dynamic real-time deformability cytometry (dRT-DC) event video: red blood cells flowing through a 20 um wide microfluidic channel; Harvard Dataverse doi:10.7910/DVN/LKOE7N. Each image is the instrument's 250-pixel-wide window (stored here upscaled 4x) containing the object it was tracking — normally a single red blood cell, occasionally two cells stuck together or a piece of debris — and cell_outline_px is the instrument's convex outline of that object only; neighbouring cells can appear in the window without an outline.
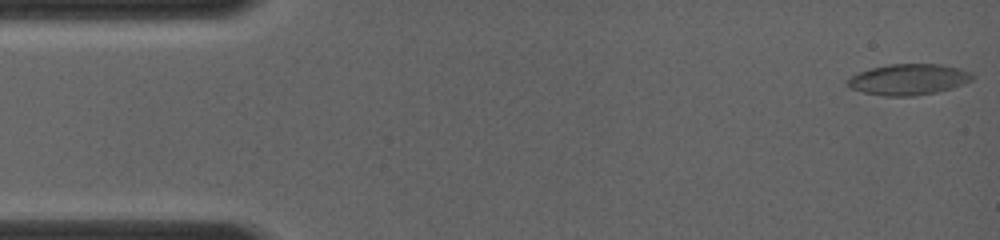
{"species": "common noctule bat (a hibernating species)", "species_latin": "Nyctalus noctula", "temperature_condition": "room temperature", "stored_images_in_passage": 53, "camera_frame_rate_fps": 4000, "um_per_image_px": 0.085, "animal": {"sex": "female", "body_mass_g": 19.0, "forearm_length_mm": 56.7}, "frame": {"image": 1, "passage_image": 1, "time_ms": 0.0, "image_size_px": [1000, 240], "cell_outline_px": [[976, 76], [972, 80], [964, 84], [952, 88], [936, 92], [916, 96], [884, 96], [864, 92], [852, 88], [844, 80], [860, 72], [872, 68], [892, 64], [940, 64], [960, 68], [972, 72]], "centroid_in_image_um": [77.29, 6.75], "position_along_channel_um": 7.7, "area_um2": 22.54}}
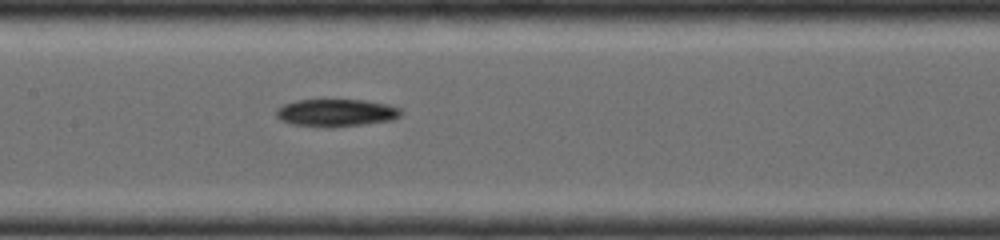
{"frame": {"image": 2, "passage_image": 33, "time_ms": 6.5, "image_size_px": [1000, 240], "cell_outline_px": [[404, 112], [400, 116], [392, 120], [328, 128], [292, 124], [280, 120], [276, 116], [276, 108], [284, 104], [296, 100], [364, 100], [388, 104], [400, 108]], "centroid_in_image_um": [28.56, 9.58], "position_along_channel_um": 178.8, "area_um2": 20.06}}
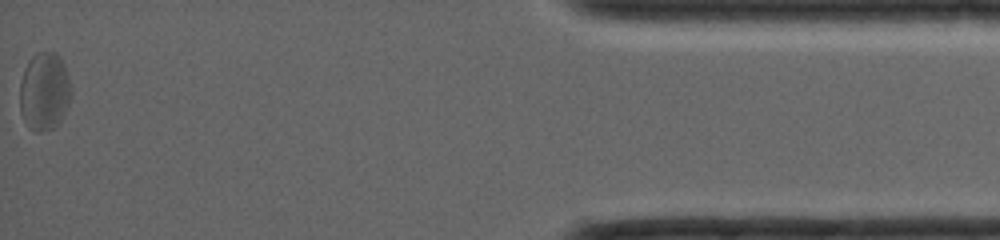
{"frame": {"image": 3, "passage_image": 53, "time_ms": 13.75, "image_size_px": [1000, 240], "cell_outline_px": [[72, 92], [68, 104], [60, 124], [52, 128], [40, 132], [36, 132], [28, 128], [20, 112], [20, 84], [24, 68], [28, 60], [32, 56], [40, 52], [56, 52], [60, 56]], "centroid_in_image_um": [3.75, 7.8], "position_along_channel_um": 431.4, "area_um2": 23.41}}